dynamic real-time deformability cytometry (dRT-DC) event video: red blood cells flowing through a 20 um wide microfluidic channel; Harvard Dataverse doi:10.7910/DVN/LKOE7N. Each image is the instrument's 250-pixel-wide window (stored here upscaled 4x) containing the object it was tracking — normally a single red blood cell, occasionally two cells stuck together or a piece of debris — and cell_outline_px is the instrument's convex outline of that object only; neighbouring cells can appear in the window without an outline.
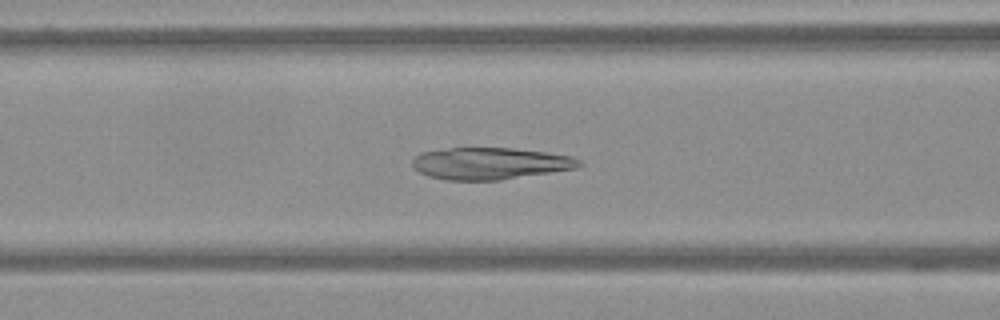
{"species": "Egyptian fruit bat (a non-hibernating species)", "species_latin": "Rousettus aegyptiacus", "temperature_condition": "warm", "stored_images_in_passage": 53, "camera_frame_rate_fps": 3000, "um_per_image_px": 0.085, "frame": {"image": 1, "passage_image": 19, "time_ms": 6.0, "image_size_px": [1000, 320], "cell_outline_px": [[584, 164], [576, 168], [500, 180], [448, 180], [428, 176], [412, 168], [412, 160], [420, 152], [448, 148], [512, 148], [544, 152], [572, 156], [580, 160]], "centroid_in_image_um": [41.64, 13.89], "position_along_channel_um": 125.0, "area_um2": 30.92}}
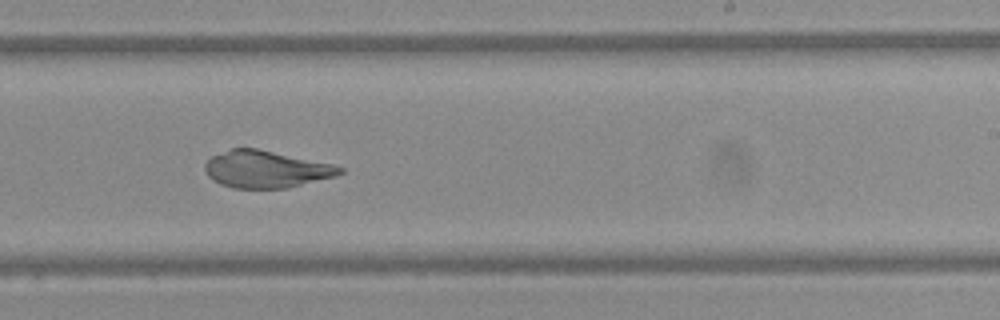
{"frame": {"image": 2, "passage_image": 32, "time_ms": 10.333, "image_size_px": [1000, 320], "cell_outline_px": [[344, 172], [336, 176], [288, 188], [232, 188], [220, 184], [212, 180], [208, 176], [204, 168], [204, 164], [212, 156], [232, 148], [256, 148], [332, 164], [344, 168]], "centroid_in_image_um": [22.6, 14.39], "position_along_channel_um": 266.4, "area_um2": 29.07}}
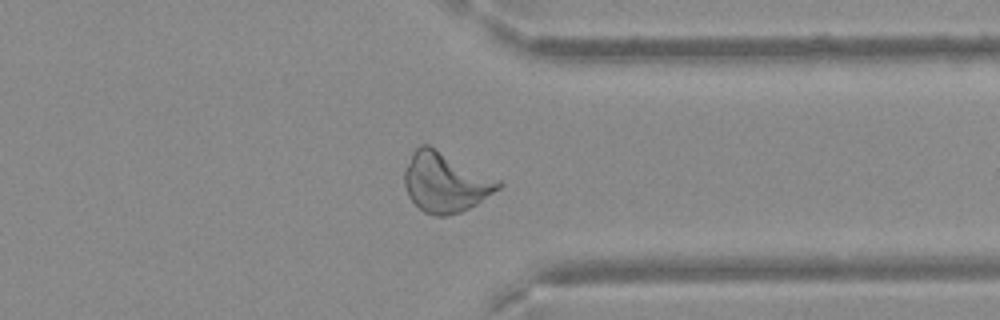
{"frame": {"image": 3, "passage_image": 42, "time_ms": 13.667, "image_size_px": [1000, 320], "cell_outline_px": [[504, 184], [500, 188], [476, 204], [460, 212], [444, 216], [436, 216], [424, 212], [408, 196], [404, 184], [404, 168], [412, 152], [420, 144], [428, 144], [504, 180]], "centroid_in_image_um": [37.89, 15.46], "position_along_channel_um": 373.5, "area_um2": 33.18}}